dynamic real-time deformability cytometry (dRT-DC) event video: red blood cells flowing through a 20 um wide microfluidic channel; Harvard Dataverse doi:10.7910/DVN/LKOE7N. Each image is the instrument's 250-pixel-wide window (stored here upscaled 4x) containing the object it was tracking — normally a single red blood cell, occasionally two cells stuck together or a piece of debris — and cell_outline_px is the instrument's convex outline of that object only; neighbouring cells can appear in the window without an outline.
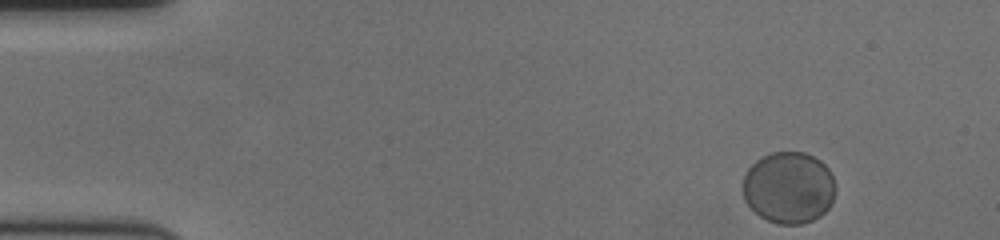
{"species": "human", "species_latin": "Homo sapiens", "temperature_condition": "cold", "stored_images_in_passage": 50, "camera_frame_rate_fps": 3000, "um_per_image_px": 0.085, "donor": {"sex": "female"}, "frame": {"image": 1, "passage_image": 1, "time_ms": 0.0, "image_size_px": [1000, 240], "cell_outline_px": [[836, 192], [832, 204], [820, 216], [812, 220], [800, 224], [776, 224], [760, 216], [744, 200], [740, 184], [748, 168], [756, 160], [772, 152], [804, 152], [820, 160], [828, 168], [832, 176], [836, 188]], "centroid_in_image_um": [67.03, 15.95], "position_along_channel_um": 18.0, "area_um2": 39.07}}
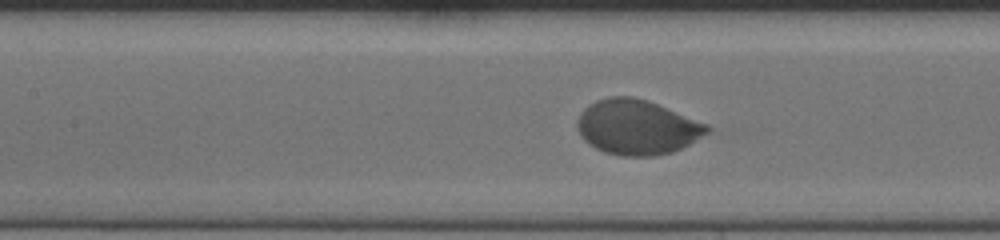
{"frame": {"image": 2, "passage_image": 22, "time_ms": 7.0, "image_size_px": [1000, 240], "cell_outline_px": [[712, 128], [708, 132], [688, 144], [672, 152], [652, 156], [624, 156], [604, 152], [588, 144], [580, 136], [576, 128], [576, 120], [580, 112], [588, 104], [596, 100], [608, 96], [632, 96], [656, 104], [708, 124]], "centroid_in_image_um": [54.08, 10.81], "position_along_channel_um": 153.3, "area_um2": 41.44}}
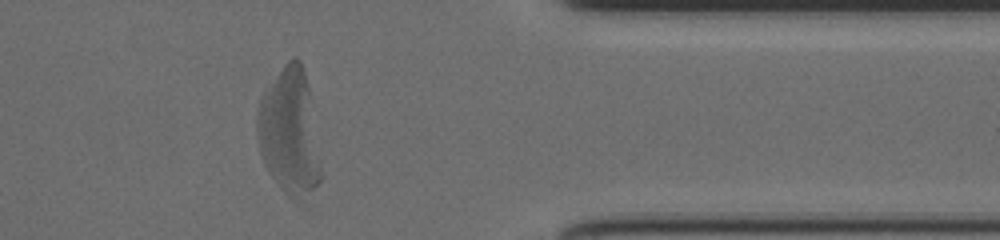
{"frame": {"image": 3, "passage_image": 43, "time_ms": 14.0, "image_size_px": [1000, 240], "cell_outline_px": [[320, 180], [300, 204], [288, 196], [280, 188], [268, 172], [264, 164], [260, 152], [256, 136], [256, 112], [264, 88], [284, 64], [292, 56], [296, 56], [300, 60], [304, 72], [312, 100], [320, 168]], "centroid_in_image_um": [24.57, 11.2], "position_along_channel_um": 386.8, "area_um2": 47.22}, "authors_computed_cell_mechanics": {"area_um2": 42.483, "velocity_mm_per_s": 3.5349, "shape_relaxation_time_tau1_ms": 2.1498, "shape_relaxation_time_tau2_ms": null, "deformation_change_tau1": 0.0396, "deformation_change_tau2": null}}